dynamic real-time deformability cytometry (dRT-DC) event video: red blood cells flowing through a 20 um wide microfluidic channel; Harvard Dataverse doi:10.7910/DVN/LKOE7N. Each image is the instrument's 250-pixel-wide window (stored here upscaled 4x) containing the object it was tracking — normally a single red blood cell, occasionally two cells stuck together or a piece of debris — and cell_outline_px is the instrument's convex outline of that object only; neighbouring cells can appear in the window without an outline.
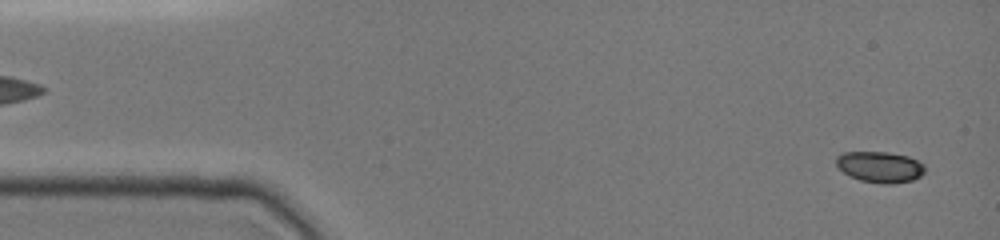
{"species": "common noctule bat (a hibernating species)", "species_latin": "Nyctalus noctula", "temperature_condition": "cold", "stored_images_in_passage": 18, "camera_frame_rate_fps": 3000, "um_per_image_px": 0.085, "animal": {"sex": "female", "body_mass_g": 19.0, "forearm_length_mm": 51.5}, "frame": {"image": 1, "passage_image": 2, "time_ms": 0.333, "image_size_px": [1000, 240], "cell_outline_px": [[924, 172], [920, 176], [912, 180], [892, 184], [884, 184], [860, 180], [844, 172], [836, 164], [836, 156], [844, 152], [888, 152], [908, 156], [924, 164]], "centroid_in_image_um": [74.8, 14.18], "position_along_channel_um": 10.2, "area_um2": 15.9}}
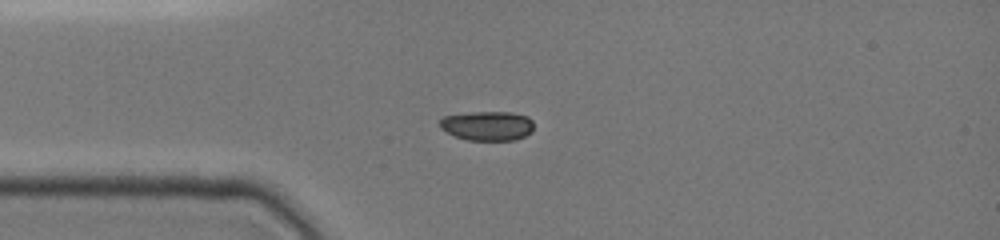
{"frame": {"image": 2, "passage_image": 15, "time_ms": 3.667, "image_size_px": [1000, 240], "cell_outline_px": [[532, 132], [516, 140], [468, 140], [456, 136], [440, 128], [440, 120], [444, 116], [472, 112], [512, 112], [528, 116], [532, 120]], "centroid_in_image_um": [41.45, 10.69], "position_along_channel_um": 43.5, "area_um2": 16.07}}